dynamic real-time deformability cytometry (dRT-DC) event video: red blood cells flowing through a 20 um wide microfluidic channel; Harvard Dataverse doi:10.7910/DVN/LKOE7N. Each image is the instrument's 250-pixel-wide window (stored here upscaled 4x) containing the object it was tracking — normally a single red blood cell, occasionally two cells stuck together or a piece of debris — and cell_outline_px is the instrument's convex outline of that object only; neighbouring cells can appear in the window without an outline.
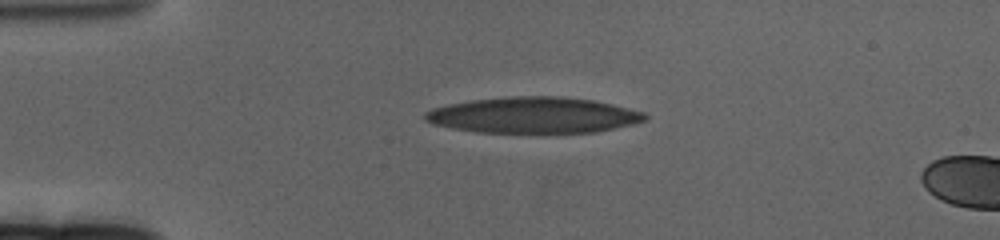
{"species": "human", "species_latin": "Homo sapiens", "temperature_condition": "cold", "stored_images_in_passage": 35, "camera_frame_rate_fps": 3000, "um_per_image_px": 0.085, "donor": {"sex": "female"}, "frame": {"image": 1, "passage_image": 1, "time_ms": 0.0, "image_size_px": [1000, 240], "cell_outline_px": [[648, 116], [644, 120], [632, 124], [592, 132], [476, 132], [452, 128], [432, 124], [424, 120], [424, 112], [432, 108], [448, 104], [472, 100], [516, 96], [556, 96], [592, 100], [644, 112]], "centroid_in_image_um": [45.27, 9.78], "position_along_channel_um": 39.7, "area_um2": 45.6}}
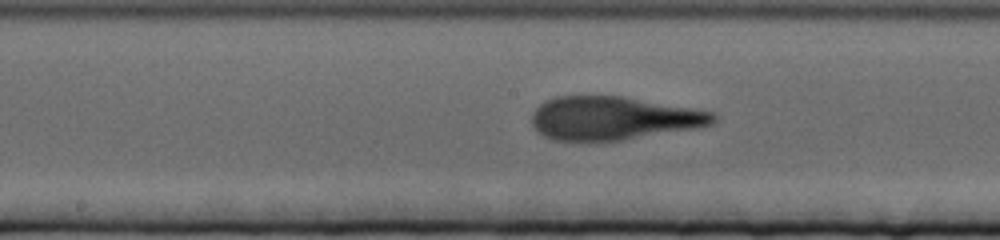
{"frame": {"image": 2, "passage_image": 19, "time_ms": 6.0, "image_size_px": [1000, 240], "cell_outline_px": [[716, 120], [712, 124], [692, 128], [620, 140], [552, 140], [544, 136], [532, 124], [532, 116], [536, 108], [544, 100], [552, 96], [620, 96], [692, 108], [712, 112], [716, 116]], "centroid_in_image_um": [52.08, 10.03], "position_along_channel_um": 196.1, "area_um2": 45.14}}
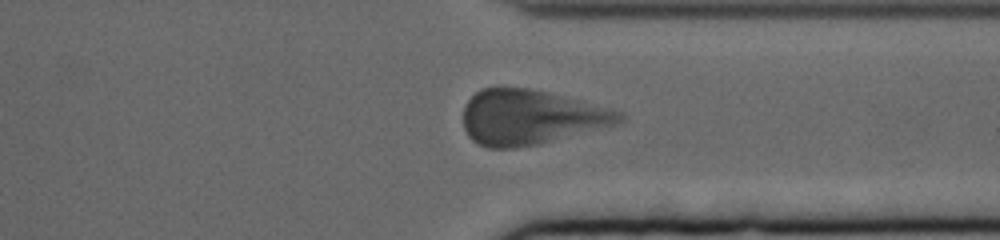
{"frame": {"image": 3, "passage_image": 35, "time_ms": 11.333, "image_size_px": [1000, 240], "cell_outline_px": [[624, 120], [616, 124], [540, 144], [512, 148], [488, 148], [472, 140], [468, 136], [464, 128], [464, 108], [468, 100], [480, 88], [528, 88], [580, 100], [608, 108], [620, 112], [624, 116]], "centroid_in_image_um": [45.07, 9.97], "position_along_channel_um": 366.3, "area_um2": 49.42}}